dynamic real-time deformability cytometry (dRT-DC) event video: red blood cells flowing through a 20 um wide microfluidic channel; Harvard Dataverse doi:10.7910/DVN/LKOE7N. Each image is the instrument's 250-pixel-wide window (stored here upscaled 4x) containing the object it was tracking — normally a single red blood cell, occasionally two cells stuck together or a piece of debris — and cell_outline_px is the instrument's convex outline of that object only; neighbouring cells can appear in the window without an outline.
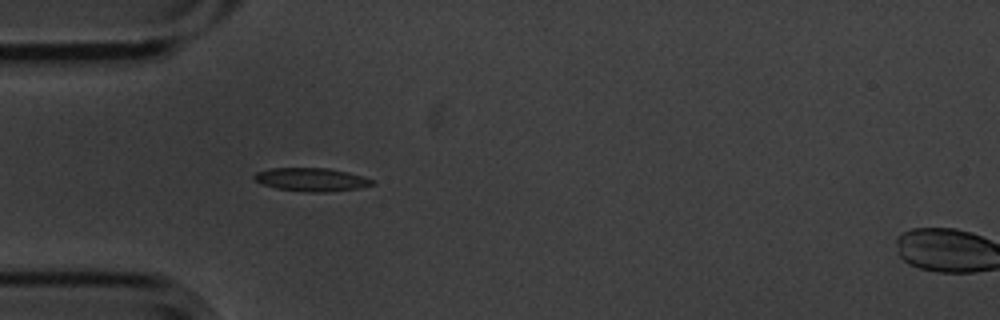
{"species": "common noctule bat (a hibernating species)", "species_latin": "Nyctalus noctula", "temperature_condition": "cold", "stored_images_in_passage": 4, "segment_of_instrument_passage": [1, 2], "camera_frame_rate_fps": 3000, "um_per_image_px": 0.085, "animal": {"sex": "male", "body_mass_g": 20.1, "forearm_length_mm": 53.5}, "frame": {"image": 1, "passage_image": 3, "time_ms": 0.667, "image_size_px": [1000, 320], "cell_outline_px": [[376, 184], [356, 188], [324, 192], [312, 192], [276, 188], [260, 184], [252, 180], [252, 176], [256, 172], [272, 168], [328, 168], [348, 172], [364, 176], [372, 180]], "centroid_in_image_um": [26.42, 15.25], "position_along_channel_um": 58.6, "area_um2": 16.01}}